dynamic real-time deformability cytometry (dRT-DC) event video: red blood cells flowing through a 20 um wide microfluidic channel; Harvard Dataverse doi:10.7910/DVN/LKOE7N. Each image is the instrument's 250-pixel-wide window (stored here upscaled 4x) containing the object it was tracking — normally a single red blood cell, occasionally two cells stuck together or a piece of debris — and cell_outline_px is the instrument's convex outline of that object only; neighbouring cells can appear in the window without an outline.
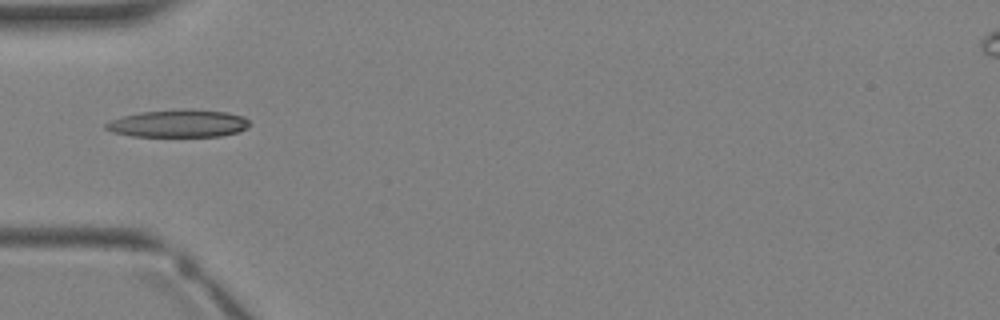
{"species": "Egyptian fruit bat (a non-hibernating species)", "species_latin": "Rousettus aegyptiacus", "temperature_condition": "warm", "stored_images_in_passage": 2, "camera_frame_rate_fps": 3000, "um_per_image_px": 0.085, "animal": {"sex": "female"}, "frame": {"image": 1, "passage_image": 2, "time_ms": 1.333, "image_size_px": [1000, 320], "cell_outline_px": [[252, 124], [248, 128], [236, 132], [220, 136], [132, 136], [112, 132], [104, 128], [104, 124], [108, 120], [140, 112], [184, 108], [224, 112], [244, 116]], "centroid_in_image_um": [15.15, 10.49], "position_along_channel_um": 69.8, "area_um2": 23.24}}